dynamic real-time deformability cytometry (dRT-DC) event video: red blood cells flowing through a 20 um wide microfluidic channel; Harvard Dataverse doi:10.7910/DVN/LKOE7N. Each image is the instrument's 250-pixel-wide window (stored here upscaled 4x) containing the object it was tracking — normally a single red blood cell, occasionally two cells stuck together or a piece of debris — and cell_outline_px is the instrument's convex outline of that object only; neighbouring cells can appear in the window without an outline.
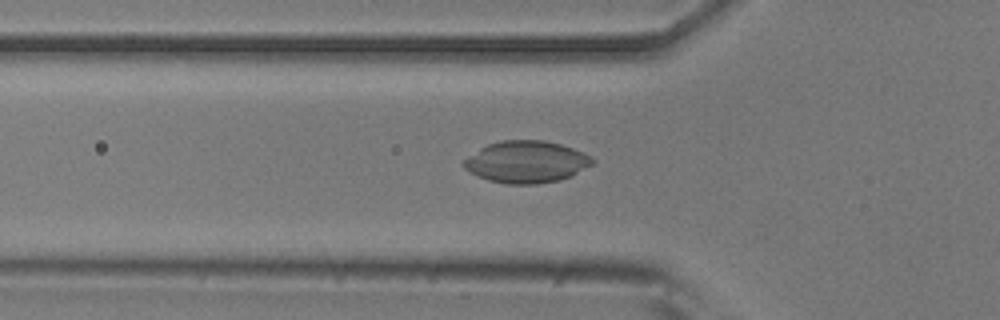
{"species": "common noctule bat (a hibernating species)", "species_latin": "Nyctalus noctula", "temperature_condition": "room temperature", "stored_images_in_passage": 41, "camera_frame_rate_fps": 3000, "um_per_image_px": 0.085, "animal": {"sex": "male", "body_mass_g": 20.5, "forearm_length_mm": 52.5}, "frame": {"image": 1, "passage_image": 8, "time_ms": 2.333, "image_size_px": [1000, 320], "cell_outline_px": [[596, 160], [592, 164], [572, 176], [560, 180], [536, 184], [508, 184], [488, 180], [464, 168], [464, 160], [468, 156], [480, 148], [488, 144], [500, 140], [544, 140], [560, 144], [584, 152], [592, 156]], "centroid_in_image_um": [44.78, 13.75], "position_along_channel_um": 81.0, "area_um2": 31.39}}
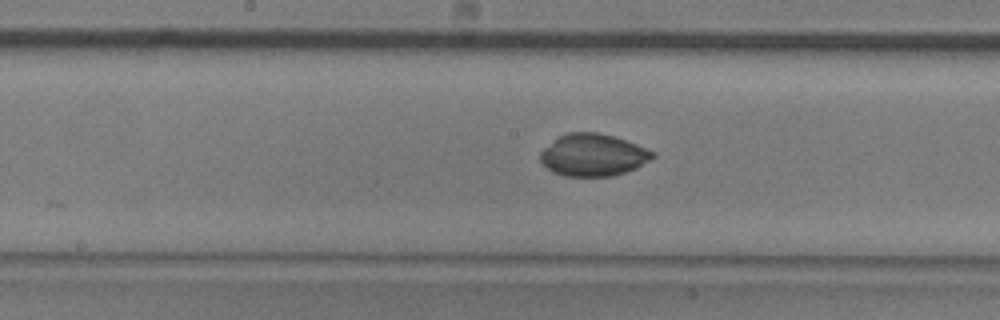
{"frame": {"image": 2, "passage_image": 17, "time_ms": 5.333, "image_size_px": [1000, 320], "cell_outline_px": [[656, 156], [636, 168], [612, 176], [564, 176], [552, 172], [540, 164], [540, 152], [544, 148], [564, 132], [600, 132], [616, 136], [656, 152]], "centroid_in_image_um": [50.39, 13.16], "position_along_channel_um": 197.8, "area_um2": 27.92}}
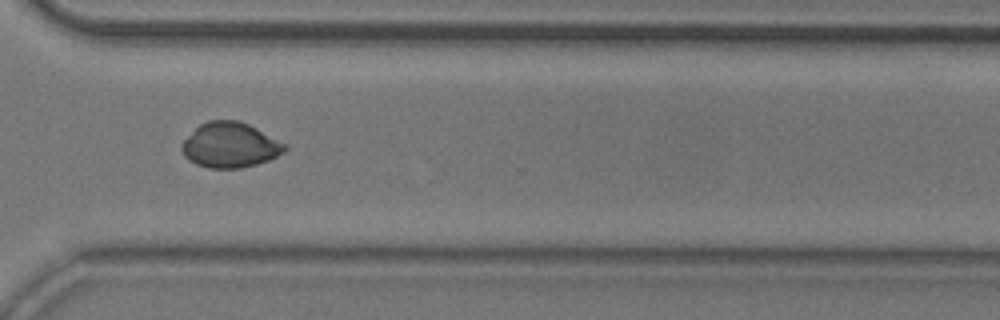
{"frame": {"image": 3, "passage_image": 29, "time_ms": 9.333, "image_size_px": [1000, 320], "cell_outline_px": [[288, 148], [284, 152], [268, 160], [256, 164], [240, 168], [208, 168], [196, 164], [188, 160], [184, 156], [180, 148], [180, 144], [200, 124], [208, 120], [236, 120], [248, 124], [288, 144]], "centroid_in_image_um": [19.55, 12.33], "position_along_channel_um": 351.0, "area_um2": 27.17}, "authors_computed_cell_mechanics": {"area_um2": 27.8018, "velocity_mm_per_s": 3.8459, "shape_relaxation_time_tau1_ms": 9.6214, "shape_relaxation_time_tau2_ms": 2.1679, "deformation_change_tau1": 0.1474, "deformation_change_tau2": 0.0303}}